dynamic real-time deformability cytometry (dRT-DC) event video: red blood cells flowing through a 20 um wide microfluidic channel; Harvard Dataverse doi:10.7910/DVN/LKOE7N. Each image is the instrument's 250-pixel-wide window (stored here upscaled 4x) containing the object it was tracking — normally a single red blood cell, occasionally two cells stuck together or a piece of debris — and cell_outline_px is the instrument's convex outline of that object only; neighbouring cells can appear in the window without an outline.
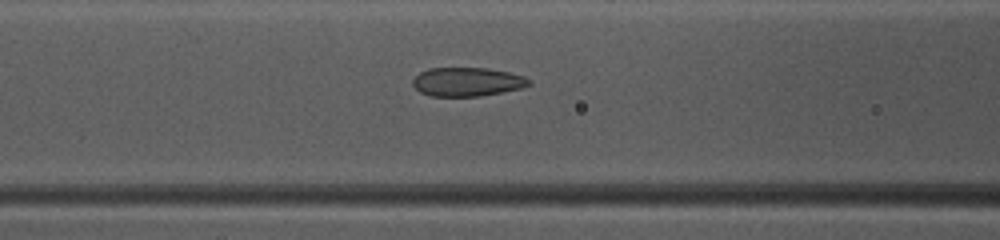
{"species": "common noctule bat (a hibernating species)", "species_latin": "Nyctalus noctula", "temperature_condition": "warm", "stored_images_in_passage": 48, "camera_frame_rate_fps": 3000, "um_per_image_px": 0.085, "animal": {"sex": "female", "body_mass_g": 10.0, "forearm_length_mm": 53.1}, "frame": {"image": 1, "passage_image": 20, "time_ms": 6.333, "image_size_px": [1000, 240], "cell_outline_px": [[532, 84], [520, 88], [480, 96], [432, 96], [420, 92], [412, 84], [412, 80], [420, 72], [428, 68], [488, 68], [508, 72], [524, 76], [532, 80]], "centroid_in_image_um": [39.71, 6.95], "position_along_channel_um": 126.9, "area_um2": 19.48}}
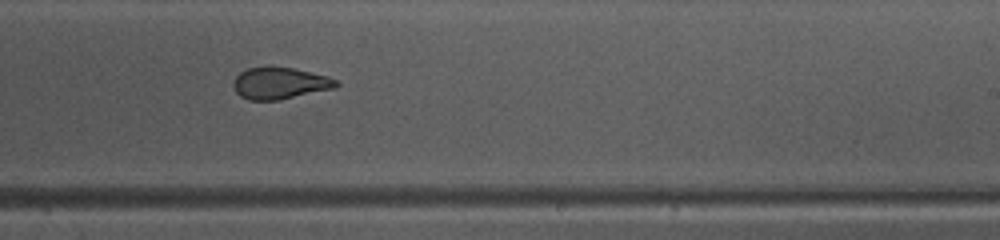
{"frame": {"image": 2, "passage_image": 30, "time_ms": 9.667, "image_size_px": [1000, 240], "cell_outline_px": [[340, 84], [336, 88], [280, 100], [248, 100], [240, 96], [236, 92], [232, 84], [236, 76], [240, 72], [248, 68], [268, 64], [292, 68], [328, 76], [336, 80]], "centroid_in_image_um": [23.77, 7.05], "position_along_channel_um": 265.2, "area_um2": 19.48}}
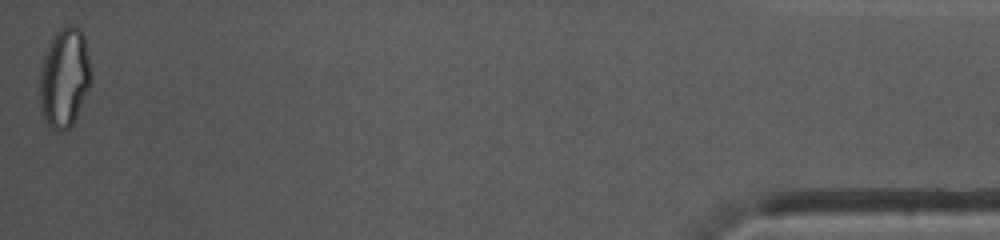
{"frame": {"image": 3, "passage_image": 48, "time_ms": 15.667, "image_size_px": [1000, 240], "cell_outline_px": [[92, 80], [76, 116], [72, 124], [64, 132], [60, 132], [48, 128], [44, 120], [40, 108], [40, 68], [48, 44], [52, 36], [60, 28], [68, 24], [80, 28], [84, 36], [92, 76]], "centroid_in_image_um": [5.46, 6.62], "position_along_channel_um": 429.7, "area_um2": 30.0}, "authors_computed_cell_mechanics": {"area_um2": 22.2819, "velocity_mm_per_s": 4.1497, "shape_relaxation_time_tau1_ms": null, "shape_relaxation_time_tau2_ms": 1.0802, "deformation_change_tau1": null, "deformation_change_tau2": 0.068}}